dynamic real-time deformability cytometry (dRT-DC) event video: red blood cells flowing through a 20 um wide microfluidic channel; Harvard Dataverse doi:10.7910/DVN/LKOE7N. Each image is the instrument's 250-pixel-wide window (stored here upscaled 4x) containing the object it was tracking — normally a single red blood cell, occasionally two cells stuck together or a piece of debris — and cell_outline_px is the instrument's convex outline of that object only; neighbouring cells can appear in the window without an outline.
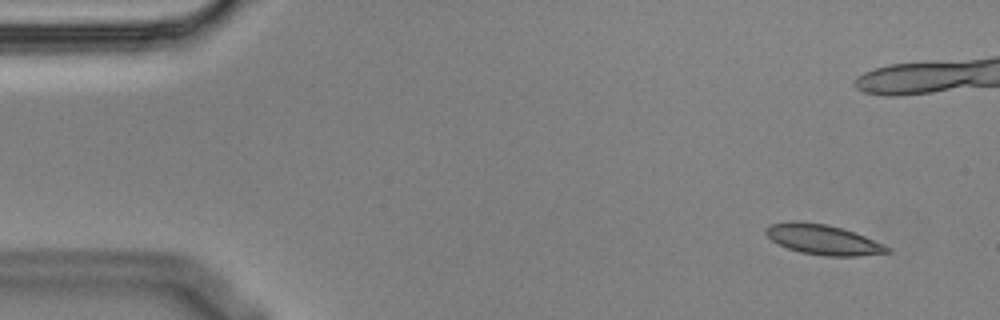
{"species": "Egyptian fruit bat (a non-hibernating species)", "species_latin": "Rousettus aegyptiacus", "temperature_condition": "cold", "stored_images_in_passage": 8, "camera_frame_rate_fps": 3000, "um_per_image_px": 0.085, "animal": {"sex": "male"}, "frame": {"image": 1, "passage_image": 1, "time_ms": 0.0, "image_size_px": [1000, 320], "cell_outline_px": [[892, 252], [860, 256], [824, 256], [800, 252], [788, 248], [772, 240], [764, 232], [764, 228], [772, 224], [792, 220], [800, 220], [828, 224], [856, 232], [892, 248]], "centroid_in_image_um": [69.98, 20.35], "position_along_channel_um": 15.0, "area_um2": 21.56}}
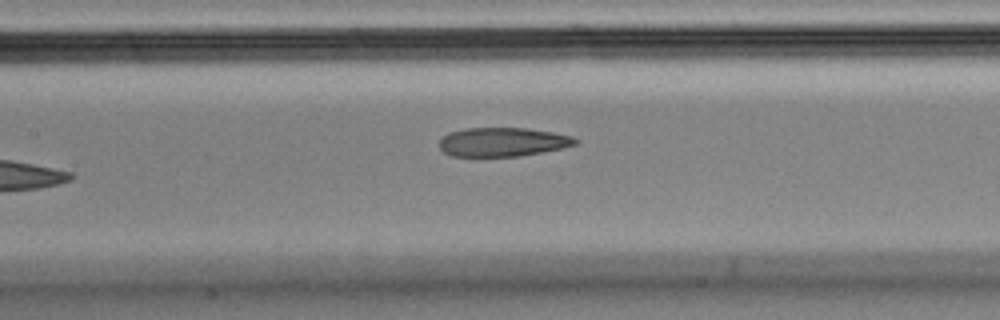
{"frame": {"image": 2, "passage_image": 7, "time_ms": 2.0, "image_size_px": [1000, 320], "cell_outline_px": [[580, 140], [576, 144], [564, 148], [520, 156], [452, 156], [444, 152], [440, 148], [440, 140], [448, 132], [464, 128], [528, 128], [552, 132], [572, 136]], "centroid_in_image_um": [42.75, 12.06], "position_along_channel_um": 164.7, "area_um2": 23.0}}